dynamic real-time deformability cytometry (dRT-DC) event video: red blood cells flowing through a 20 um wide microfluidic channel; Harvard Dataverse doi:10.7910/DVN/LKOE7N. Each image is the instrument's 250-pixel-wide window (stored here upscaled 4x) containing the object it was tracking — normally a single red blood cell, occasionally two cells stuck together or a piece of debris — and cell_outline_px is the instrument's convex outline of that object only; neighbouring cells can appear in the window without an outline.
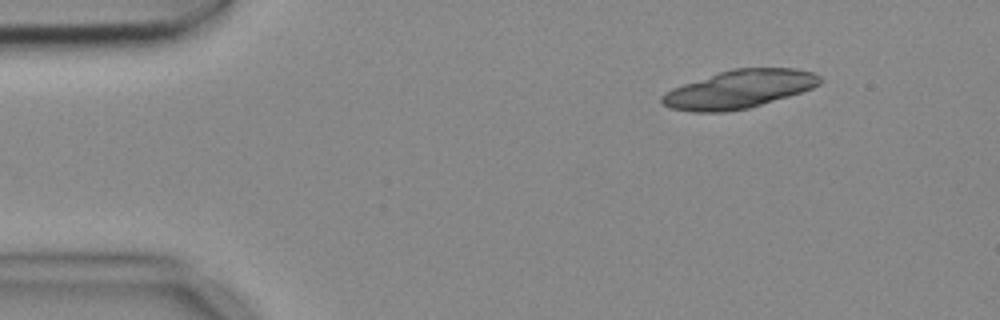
{"species": "common noctule bat (a hibernating species)", "species_latin": "Nyctalus noctula", "temperature_condition": "cold", "stored_images_in_passage": 6, "camera_frame_rate_fps": 3000, "um_per_image_px": 0.085, "animal": {"sex": "female", "body_mass_g": 18.4}, "frame": {"image": 1, "passage_image": 2, "time_ms": 0.333, "image_size_px": [1000, 320], "cell_outline_px": [[820, 84], [812, 88], [788, 96], [748, 108], [724, 112], [692, 112], [668, 108], [660, 100], [660, 96], [664, 92], [672, 88], [732, 68], [792, 68], [812, 72], [820, 76]], "centroid_in_image_um": [62.79, 7.59], "position_along_channel_um": 22.2, "area_um2": 34.85}}